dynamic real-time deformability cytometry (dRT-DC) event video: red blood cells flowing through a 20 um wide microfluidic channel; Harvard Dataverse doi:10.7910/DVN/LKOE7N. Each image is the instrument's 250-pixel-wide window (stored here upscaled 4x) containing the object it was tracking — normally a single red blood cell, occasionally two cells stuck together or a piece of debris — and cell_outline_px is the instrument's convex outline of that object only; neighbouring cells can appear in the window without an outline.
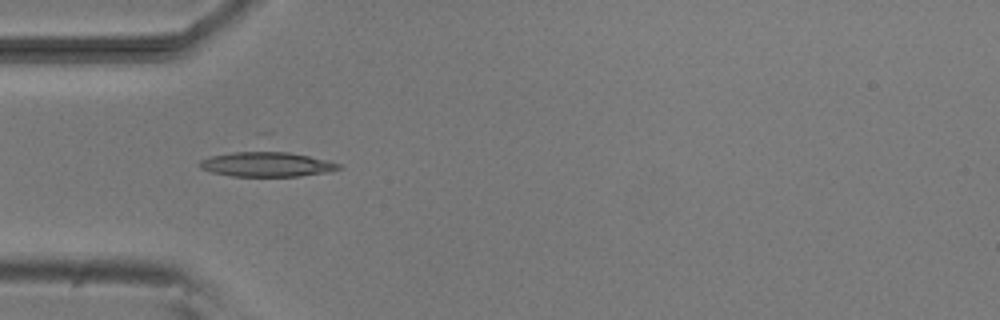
{"species": "common noctule bat (a hibernating species)", "species_latin": "Nyctalus noctula", "temperature_condition": "room temperature", "stored_images_in_passage": 6, "camera_frame_rate_fps": 3000, "um_per_image_px": 0.085, "animal": {"sex": "male", "body_mass_g": 20.5, "forearm_length_mm": 52.5}, "frame": {"image": 1, "passage_image": 5, "time_ms": 4.667, "image_size_px": [1000, 320], "cell_outline_px": [[344, 168], [324, 172], [300, 176], [232, 176], [212, 172], [200, 168], [200, 160], [212, 156], [232, 152], [256, 148], [272, 148], [328, 160], [340, 164]], "centroid_in_image_um": [22.67, 13.91], "position_along_channel_um": 62.3, "area_um2": 20.87}}
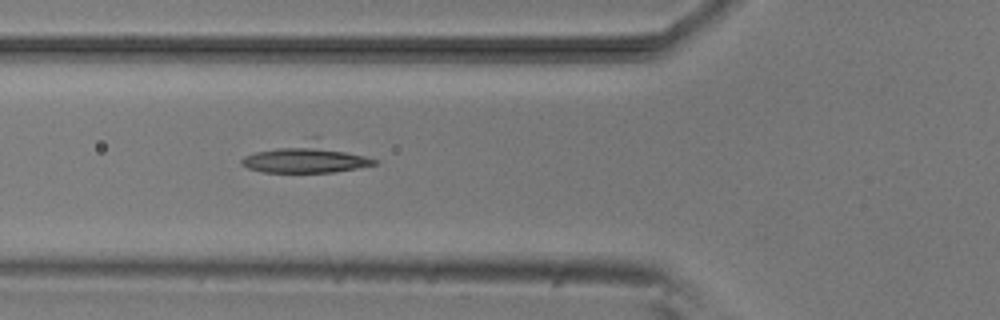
{"frame": {"image": 2, "passage_image": 6, "time_ms": 5.667, "image_size_px": [1000, 320], "cell_outline_px": [[380, 160], [376, 164], [356, 168], [332, 172], [264, 172], [248, 168], [240, 164], [240, 160], [244, 156], [256, 152], [312, 136], [320, 136]], "centroid_in_image_um": [26.15, 13.38], "position_along_channel_um": 99.6, "area_um2": 23.7}}